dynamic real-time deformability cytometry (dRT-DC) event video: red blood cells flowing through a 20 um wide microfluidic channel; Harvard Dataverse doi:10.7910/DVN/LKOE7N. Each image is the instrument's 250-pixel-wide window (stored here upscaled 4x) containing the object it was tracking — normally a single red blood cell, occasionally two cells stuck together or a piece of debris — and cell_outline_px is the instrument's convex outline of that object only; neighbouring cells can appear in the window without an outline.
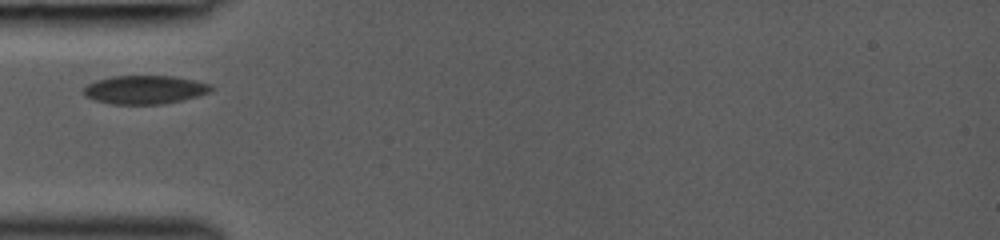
{"species": "common noctule bat (a hibernating species)", "species_latin": "Nyctalus noctula", "temperature_condition": "room temperature", "stored_images_in_passage": 26, "camera_frame_rate_fps": 3000, "um_per_image_px": 0.085, "animal": {"sex": "female", "body_mass_g": 19.0, "forearm_length_mm": 53.3}, "frame": {"image": 1, "passage_image": 1, "time_ms": 0.0, "image_size_px": [1000, 240], "cell_outline_px": [[216, 88], [200, 96], [164, 104], [112, 104], [92, 100], [84, 96], [84, 88], [88, 84], [96, 80], [112, 76], [172, 76], [212, 84]], "centroid_in_image_um": [12.31, 7.63], "position_along_channel_um": 72.7, "area_um2": 21.33}}
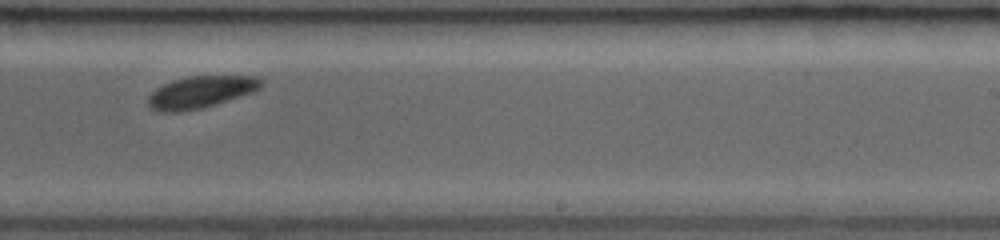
{"frame": {"image": 2, "passage_image": 15, "time_ms": 4.667, "image_size_px": [1000, 240], "cell_outline_px": [[264, 84], [256, 92], [204, 108], [180, 112], [156, 112], [148, 104], [148, 96], [156, 88], [172, 80], [188, 76], [252, 76], [264, 80]], "centroid_in_image_um": [17.09, 7.83], "position_along_channel_um": 271.9, "area_um2": 21.44}}
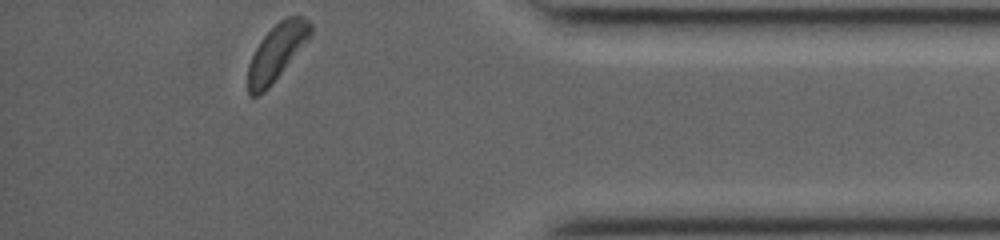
{"frame": {"image": 3, "passage_image": 26, "time_ms": 8.333, "image_size_px": [1000, 240], "cell_outline_px": [[312, 36], [272, 84], [264, 92], [256, 96], [248, 96], [248, 64], [260, 40], [280, 20], [288, 16], [304, 16], [312, 24]], "centroid_in_image_um": [23.54, 4.44], "position_along_channel_um": 411.7, "area_um2": 20.52}}